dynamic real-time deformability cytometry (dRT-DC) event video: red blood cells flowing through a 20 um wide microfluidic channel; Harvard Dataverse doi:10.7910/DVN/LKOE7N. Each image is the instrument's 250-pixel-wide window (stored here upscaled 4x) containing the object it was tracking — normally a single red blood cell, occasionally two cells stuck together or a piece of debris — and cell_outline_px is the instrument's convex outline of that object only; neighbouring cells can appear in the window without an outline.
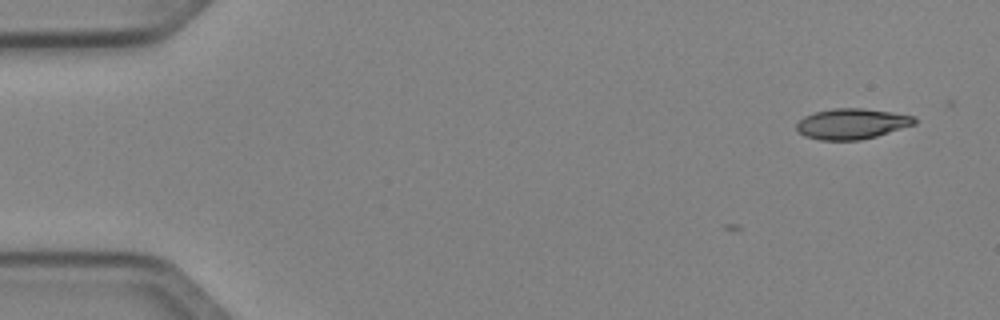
{"species": "Egyptian fruit bat (a non-hibernating species)", "species_latin": "Rousettus aegyptiacus", "temperature_condition": "cold", "stored_images_in_passage": 2, "camera_frame_rate_fps": 3000, "um_per_image_px": 0.085, "animal": {"sex": "female"}, "frame": {"image": 1, "passage_image": 2, "time_ms": 0.333, "image_size_px": [1000, 320], "cell_outline_px": [[916, 124], [876, 136], [860, 140], [820, 140], [804, 136], [796, 128], [796, 124], [804, 116], [816, 112], [832, 108], [864, 108], [892, 112], [916, 116]], "centroid_in_image_um": [72.42, 10.52], "position_along_channel_um": 12.6, "area_um2": 21.04}}